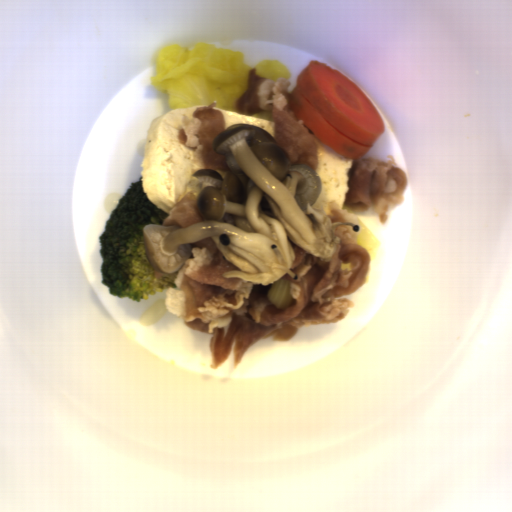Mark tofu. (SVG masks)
<instances>
[{"instance_id": "tofu-1", "label": "tofu", "mask_w": 512, "mask_h": 512, "mask_svg": "<svg viewBox=\"0 0 512 512\" xmlns=\"http://www.w3.org/2000/svg\"><path fill=\"white\" fill-rule=\"evenodd\" d=\"M173 108L153 119L145 136L141 185L149 202L170 215L175 205L188 193L199 195L200 184L194 172L205 168L196 161L194 151L179 140L181 116L193 119L197 107Z\"/></svg>"}, {"instance_id": "tofu-2", "label": "tofu", "mask_w": 512, "mask_h": 512, "mask_svg": "<svg viewBox=\"0 0 512 512\" xmlns=\"http://www.w3.org/2000/svg\"><path fill=\"white\" fill-rule=\"evenodd\" d=\"M318 158L315 170L321 181V193L313 208L322 207L324 214H331L330 204L336 203L341 209L347 204L349 173L353 160L337 153L318 137L315 140Z\"/></svg>"}, {"instance_id": "tofu-3", "label": "tofu", "mask_w": 512, "mask_h": 512, "mask_svg": "<svg viewBox=\"0 0 512 512\" xmlns=\"http://www.w3.org/2000/svg\"><path fill=\"white\" fill-rule=\"evenodd\" d=\"M213 108H214V110H218L221 112L223 119H224L225 130L227 128H229L230 126H232L233 124H248V125L260 127L261 129L266 131L268 134H270L274 139H276L274 120H267L265 118H257L255 116H242L237 112L219 109L216 106Z\"/></svg>"}]
</instances>
